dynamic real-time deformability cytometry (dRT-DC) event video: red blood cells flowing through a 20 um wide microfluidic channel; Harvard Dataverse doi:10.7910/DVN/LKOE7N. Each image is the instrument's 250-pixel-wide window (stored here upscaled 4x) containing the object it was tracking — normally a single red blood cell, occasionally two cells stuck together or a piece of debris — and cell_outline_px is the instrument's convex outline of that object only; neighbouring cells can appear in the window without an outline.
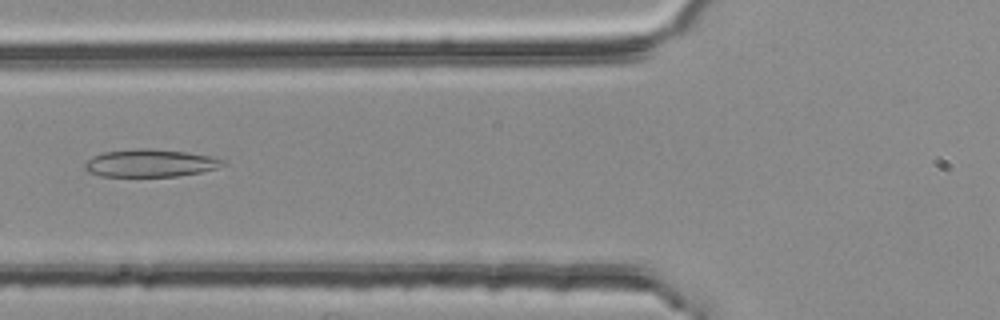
{"species": "common noctule bat (a hibernating species)", "species_latin": "Nyctalus noctula", "temperature_condition": "room temperature", "stored_images_in_passage": 39, "camera_frame_rate_fps": 3000, "um_per_image_px": 0.085, "animal": {"sex": "female", "body_mass_g": 25.1}, "frame": {"image": 1, "passage_image": 6, "time_ms": 1.667, "image_size_px": [1000, 320], "cell_outline_px": [[224, 164], [216, 168], [200, 172], [176, 176], [100, 176], [88, 172], [84, 168], [84, 164], [92, 156], [104, 152], [132, 148], [148, 148], [188, 152], [208, 156], [224, 160]], "centroid_in_image_um": [12.71, 13.85], "position_along_channel_um": 113.1, "area_um2": 22.14}}
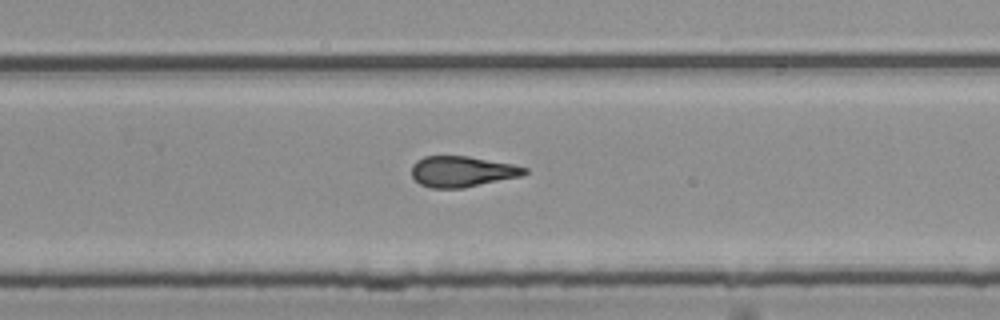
{"frame": {"image": 2, "passage_image": 20, "time_ms": 6.333, "image_size_px": [1000, 320], "cell_outline_px": [[528, 172], [520, 176], [464, 188], [432, 188], [420, 184], [412, 176], [412, 164], [416, 160], [424, 156], [468, 156], [512, 164], [528, 168]], "centroid_in_image_um": [39.26, 14.57], "position_along_channel_um": 290.5, "area_um2": 20.23}}
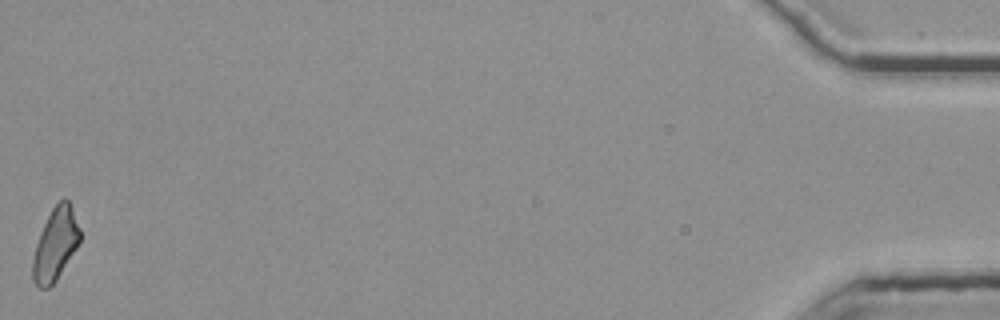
{"frame": {"image": 3, "passage_image": 39, "time_ms": 12.667, "image_size_px": [1000, 320], "cell_outline_px": [[80, 240], [76, 248], [56, 280], [48, 288], [40, 288], [32, 280], [32, 260], [36, 244], [40, 232], [52, 208], [64, 196], [68, 200], [72, 208], [80, 228]], "centroid_in_image_um": [4.7, 20.76], "position_along_channel_um": 430.5, "area_um2": 19.71}, "authors_computed_cell_mechanics": {"area_um2": 20.519, "velocity_mm_per_s": 3.81, "shape_relaxation_time_tau1_ms": null, "shape_relaxation_time_tau2_ms": 2.724, "deformation_change_tau1": null, "deformation_change_tau2": 0.1281}}